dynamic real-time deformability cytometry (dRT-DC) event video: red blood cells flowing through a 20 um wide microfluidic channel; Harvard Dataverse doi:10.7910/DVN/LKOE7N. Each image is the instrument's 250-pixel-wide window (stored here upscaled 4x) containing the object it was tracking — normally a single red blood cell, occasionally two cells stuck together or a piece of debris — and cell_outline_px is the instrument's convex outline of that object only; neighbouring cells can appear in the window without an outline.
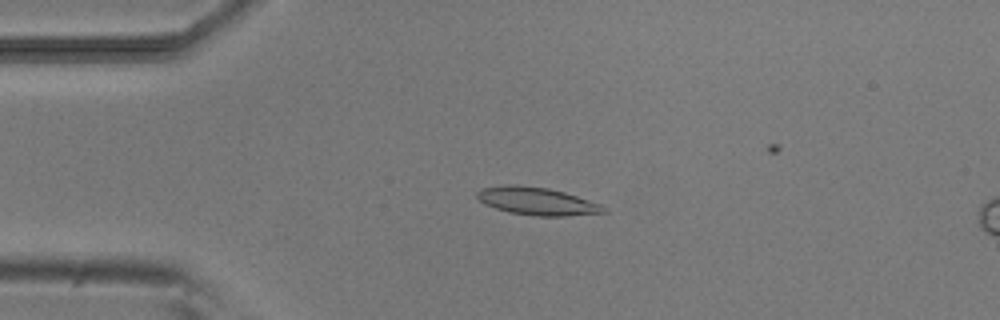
{"species": "common noctule bat (a hibernating species)", "species_latin": "Nyctalus noctula", "temperature_condition": "room temperature", "stored_images_in_passage": 44, "camera_frame_rate_fps": 3000, "um_per_image_px": 0.085, "animal": {"sex": "male", "body_mass_g": 20.5, "forearm_length_mm": 52.5}, "frame": {"image": 1, "passage_image": 11, "time_ms": 3.333, "image_size_px": [1000, 320], "cell_outline_px": [[608, 212], [568, 216], [536, 216], [508, 212], [484, 204], [476, 196], [476, 192], [480, 188], [504, 184], [516, 184], [548, 188], [564, 192], [600, 204]], "centroid_in_image_um": [45.59, 17.09], "position_along_channel_um": 39.4, "area_um2": 20.52}}
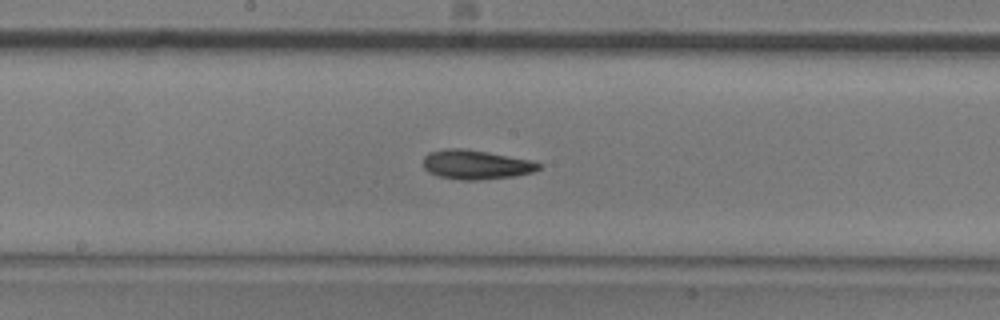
{"frame": {"image": 2, "passage_image": 26, "time_ms": 8.333, "image_size_px": [1000, 320], "cell_outline_px": [[540, 168], [532, 172], [516, 176], [480, 180], [460, 180], [436, 176], [428, 172], [424, 168], [424, 156], [428, 152], [448, 148], [460, 148], [488, 152], [528, 160], [540, 164]], "centroid_in_image_um": [40.4, 14.0], "position_along_channel_um": 207.8, "area_um2": 19.65}}
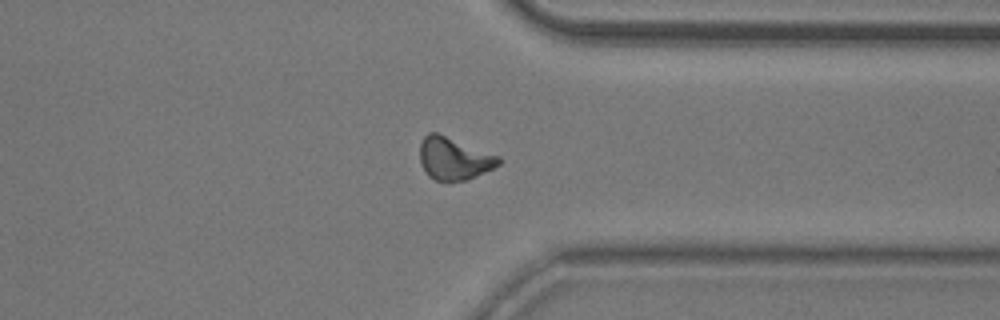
{"frame": {"image": 3, "passage_image": 39, "time_ms": 12.667, "image_size_px": [1000, 320], "cell_outline_px": [[504, 160], [500, 164], [468, 180], [448, 184], [436, 180], [428, 176], [420, 164], [420, 144], [424, 136], [428, 132], [436, 132], [500, 156]], "centroid_in_image_um": [38.58, 13.51], "position_along_channel_um": 372.8, "area_um2": 19.94}}